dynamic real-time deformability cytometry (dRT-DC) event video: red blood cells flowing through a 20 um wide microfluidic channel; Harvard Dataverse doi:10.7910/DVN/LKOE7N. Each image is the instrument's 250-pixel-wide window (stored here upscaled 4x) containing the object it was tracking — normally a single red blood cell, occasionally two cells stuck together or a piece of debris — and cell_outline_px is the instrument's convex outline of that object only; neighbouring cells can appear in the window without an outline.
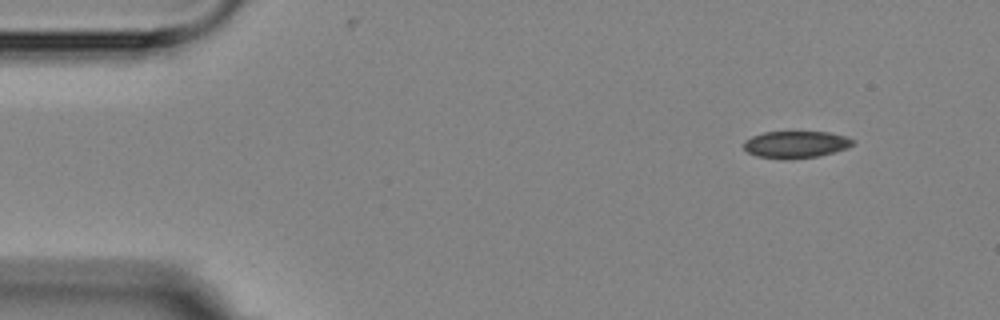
{"species": "Egyptian fruit bat (a non-hibernating species)", "species_latin": "Rousettus aegyptiacus", "temperature_condition": "room temperature", "stored_images_in_passage": 4, "camera_frame_rate_fps": 3000, "um_per_image_px": 0.085, "animal": {"sex": "female"}, "frame": {"image": 1, "passage_image": 1, "time_ms": 0.0, "image_size_px": [1000, 320], "cell_outline_px": [[856, 144], [848, 148], [816, 156], [756, 156], [748, 152], [744, 148], [744, 140], [752, 136], [764, 132], [828, 132], [848, 136], [856, 140]], "centroid_in_image_um": [67.72, 12.22], "position_along_channel_um": 17.3, "area_um2": 16.47}}
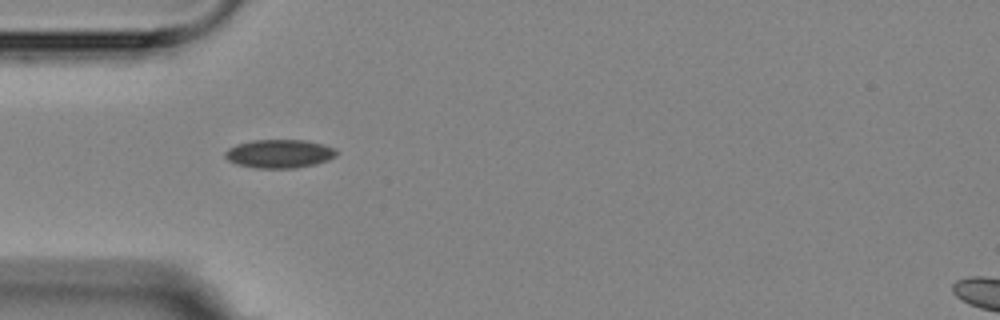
{"frame": {"image": 2, "passage_image": 3, "time_ms": 3.667, "image_size_px": [1000, 320], "cell_outline_px": [[340, 152], [336, 156], [328, 160], [316, 164], [296, 168], [256, 168], [236, 164], [228, 160], [224, 156], [224, 152], [228, 148], [236, 144], [252, 140], [308, 140], [324, 144], [336, 148]], "centroid_in_image_um": [23.78, 13.06], "position_along_channel_um": 61.2, "area_um2": 18.84}}
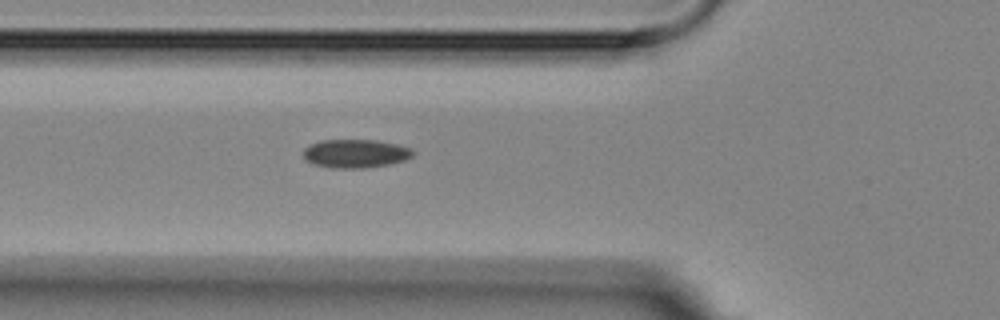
{"frame": {"image": 3, "passage_image": 4, "time_ms": 4.667, "image_size_px": [1000, 320], "cell_outline_px": [[412, 156], [404, 160], [388, 164], [364, 168], [332, 168], [316, 164], [304, 160], [304, 148], [320, 140], [376, 140], [396, 144], [412, 148]], "centroid_in_image_um": [30.2, 13.05], "position_along_channel_um": 95.6, "area_um2": 18.03}}